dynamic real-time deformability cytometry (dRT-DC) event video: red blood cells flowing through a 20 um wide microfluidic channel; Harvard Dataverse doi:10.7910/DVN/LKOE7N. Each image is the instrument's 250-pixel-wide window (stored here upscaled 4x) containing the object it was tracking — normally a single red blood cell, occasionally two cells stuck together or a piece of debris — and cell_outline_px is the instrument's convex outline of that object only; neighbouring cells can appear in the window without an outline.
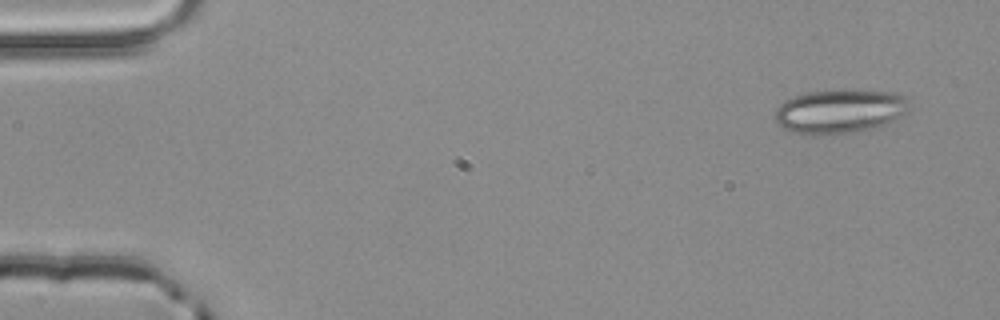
{"species": "common noctule bat (a hibernating species)", "species_latin": "Nyctalus noctula", "temperature_condition": "room temperature", "stored_images_in_passage": 5, "camera_frame_rate_fps": 3000, "um_per_image_px": 0.085, "animal": {"sex": "male", "body_mass_g": 20.4}, "frame": {"image": 1, "passage_image": 1, "time_ms": 0.0, "image_size_px": [1000, 320], "cell_outline_px": [[912, 108], [908, 112], [892, 120], [864, 132], [820, 136], [804, 136], [780, 128], [776, 124], [772, 116], [776, 108], [784, 100], [804, 92], [852, 88], [856, 88], [900, 92], [912, 104]], "centroid_in_image_um": [71.36, 9.46], "position_along_channel_um": 13.6, "area_um2": 36.41}}
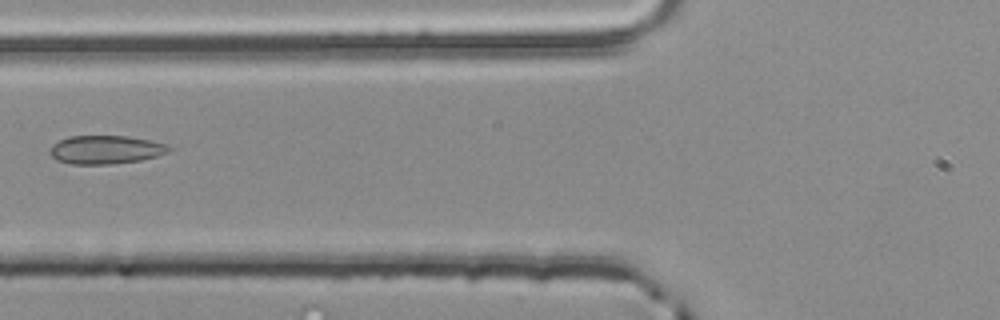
{"frame": {"image": 2, "passage_image": 5, "time_ms": 1.333, "image_size_px": [1000, 320], "cell_outline_px": [[172, 148], [168, 152], [156, 156], [140, 160], [112, 164], [72, 164], [56, 160], [52, 156], [52, 144], [68, 136], [128, 136], [168, 144]], "centroid_in_image_um": [9.0, 12.72], "position_along_channel_um": 116.8, "area_um2": 19.59}}